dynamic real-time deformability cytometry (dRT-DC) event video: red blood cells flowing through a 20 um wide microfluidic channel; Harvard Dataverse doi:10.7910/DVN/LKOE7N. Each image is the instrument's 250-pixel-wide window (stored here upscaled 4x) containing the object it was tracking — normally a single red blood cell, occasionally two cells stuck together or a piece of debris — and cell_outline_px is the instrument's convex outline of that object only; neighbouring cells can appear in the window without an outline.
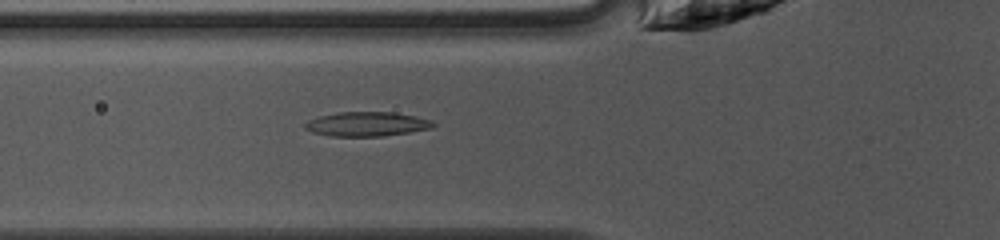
{"species": "common noctule bat (a hibernating species)", "species_latin": "Nyctalus noctula", "temperature_condition": "warm", "stored_images_in_passage": 39, "camera_frame_rate_fps": 3000, "um_per_image_px": 0.085, "animal": {"sex": "female", "body_mass_g": 10.0, "forearm_length_mm": 53.1}, "frame": {"image": 1, "passage_image": 9, "time_ms": 2.667, "image_size_px": [1000, 240], "cell_outline_px": [[436, 124], [432, 128], [408, 132], [380, 136], [328, 136], [312, 132], [304, 128], [304, 124], [308, 120], [320, 116], [340, 112], [392, 112], [416, 116], [432, 120]], "centroid_in_image_um": [31.17, 10.54], "position_along_channel_um": 94.6, "area_um2": 18.15}}
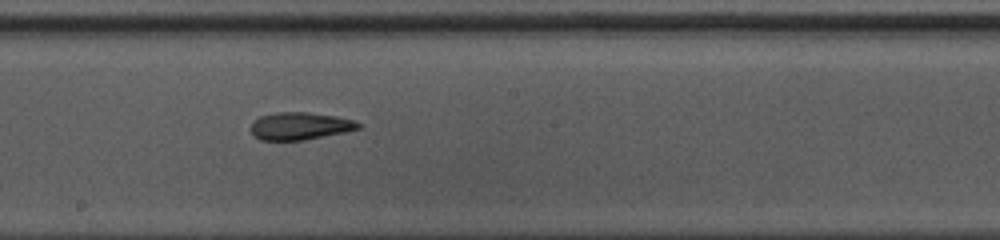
{"frame": {"image": 2, "passage_image": 18, "time_ms": 5.667, "image_size_px": [1000, 240], "cell_outline_px": [[364, 124], [360, 128], [344, 132], [304, 140], [260, 140], [252, 136], [252, 124], [260, 116], [276, 112], [308, 112], [336, 116], [356, 120]], "centroid_in_image_um": [25.54, 10.71], "position_along_channel_um": 222.7, "area_um2": 17.28}}
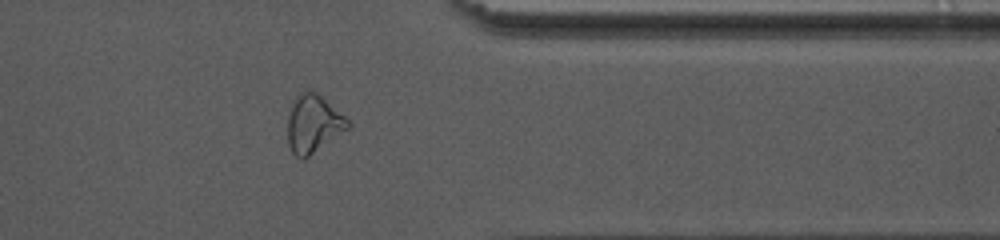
{"frame": {"image": 3, "passage_image": 30, "time_ms": 9.667, "image_size_px": [1000, 240], "cell_outline_px": [[352, 124], [348, 128], [304, 160], [300, 160], [292, 152], [288, 144], [288, 116], [292, 104], [296, 96], [300, 92], [316, 92], [344, 116]], "centroid_in_image_um": [26.61, 10.56], "position_along_channel_um": 384.8, "area_um2": 19.94}, "authors_computed_cell_mechanics": {"area_um2": 18.1492, "velocity_mm_per_s": 4.2332, "shape_relaxation_time_tau1_ms": 8.1255, "shape_relaxation_time_tau2_ms": 5.3316, "deformation_change_tau1": 0.2409, "deformation_change_tau2": 0.095}}